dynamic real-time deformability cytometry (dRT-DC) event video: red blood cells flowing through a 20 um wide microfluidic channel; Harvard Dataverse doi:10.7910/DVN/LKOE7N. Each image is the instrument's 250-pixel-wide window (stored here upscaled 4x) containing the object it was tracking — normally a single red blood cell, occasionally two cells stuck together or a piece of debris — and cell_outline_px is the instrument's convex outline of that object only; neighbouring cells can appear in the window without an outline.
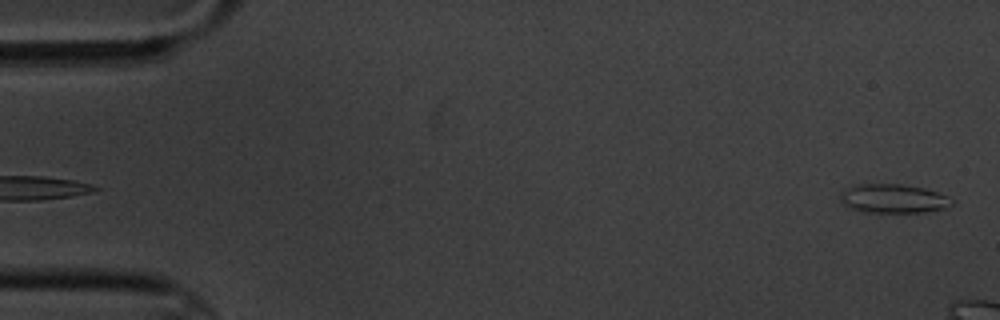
{"species": "common noctule bat (a hibernating species)", "species_latin": "Nyctalus noctula", "temperature_condition": "cold", "stored_images_in_passage": 3, "camera_frame_rate_fps": 3000, "um_per_image_px": 0.085, "animal": {"sex": "male", "body_mass_g": 20.1, "forearm_length_mm": 53.5}, "frame": {"image": 1, "passage_image": 3, "time_ms": 2.333, "image_size_px": [1000, 320], "cell_outline_px": [[952, 204], [944, 208], [924, 212], [860, 212], [844, 204], [840, 200], [840, 192], [856, 184], [900, 184], [924, 188], [948, 196], [952, 200]], "centroid_in_image_um": [75.9, 16.88], "position_along_channel_um": 9.1, "area_um2": 18.67}}